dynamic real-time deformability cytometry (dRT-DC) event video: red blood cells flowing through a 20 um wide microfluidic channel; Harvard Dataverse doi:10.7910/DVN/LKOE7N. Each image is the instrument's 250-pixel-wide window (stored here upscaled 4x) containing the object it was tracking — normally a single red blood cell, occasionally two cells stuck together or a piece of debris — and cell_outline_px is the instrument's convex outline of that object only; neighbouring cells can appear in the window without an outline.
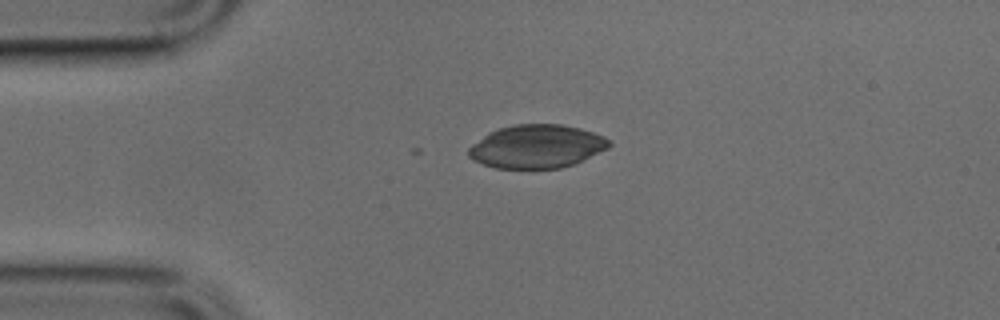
{"species": "common noctule bat (a hibernating species)", "species_latin": "Nyctalus noctula", "temperature_condition": "cold", "stored_images_in_passage": 9, "camera_frame_rate_fps": 3000, "um_per_image_px": 0.085, "animal": {"sex": "male", "body_mass_g": 17.9, "forearm_length_mm": 54.2}, "frame": {"image": 1, "passage_image": 5, "time_ms": 1.333, "image_size_px": [1000, 320], "cell_outline_px": [[612, 144], [608, 148], [572, 164], [560, 168], [496, 168], [484, 164], [468, 156], [468, 148], [472, 144], [488, 132], [500, 128], [516, 124], [560, 124], [580, 128], [604, 136], [612, 140]], "centroid_in_image_um": [45.63, 12.43], "position_along_channel_um": 39.4, "area_um2": 35.26}}